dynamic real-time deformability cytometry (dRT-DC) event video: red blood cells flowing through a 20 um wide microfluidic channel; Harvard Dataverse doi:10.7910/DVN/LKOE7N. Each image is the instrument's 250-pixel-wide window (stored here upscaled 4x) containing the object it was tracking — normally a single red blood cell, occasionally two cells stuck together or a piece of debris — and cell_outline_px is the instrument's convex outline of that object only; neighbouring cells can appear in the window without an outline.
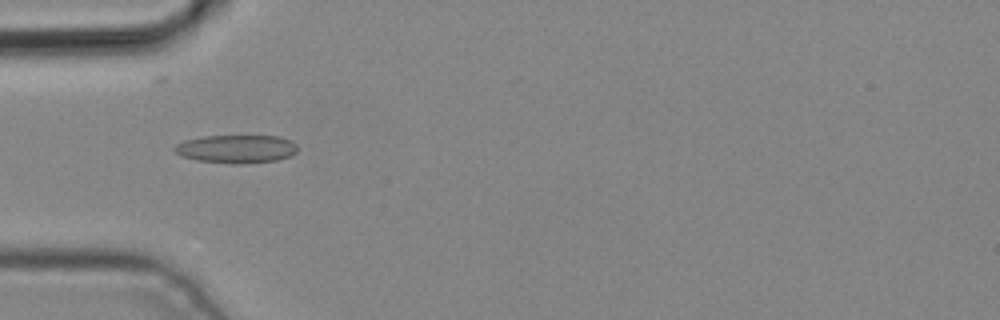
{"species": "common noctule bat (a hibernating species)", "species_latin": "Nyctalus noctula", "temperature_condition": "cold", "stored_images_in_passage": 2, "camera_frame_rate_fps": 3000, "um_per_image_px": 0.085, "animal": {"sex": "male", "body_mass_g": 19.2, "forearm_length_mm": 51.8}, "frame": {"image": 1, "passage_image": 1, "time_ms": 0.0, "image_size_px": [1000, 320], "cell_outline_px": [[296, 152], [288, 156], [276, 160], [240, 164], [236, 164], [196, 160], [180, 156], [172, 148], [176, 144], [184, 140], [204, 136], [280, 136], [292, 140], [296, 144]], "centroid_in_image_um": [20.07, 12.65], "position_along_channel_um": 64.9, "area_um2": 20.23}}
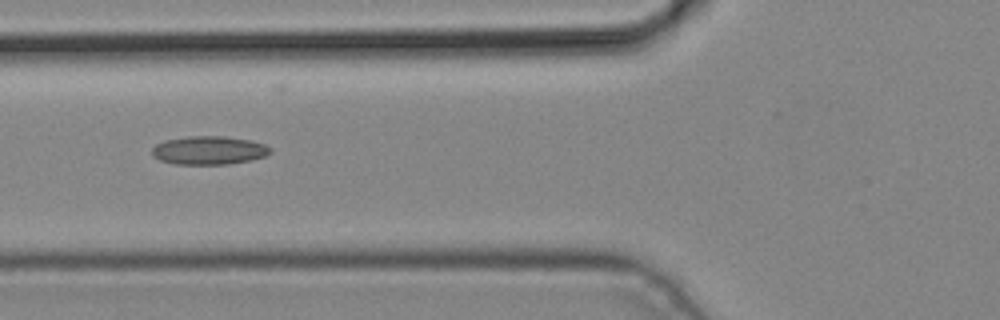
{"frame": {"image": 2, "passage_image": 2, "time_ms": 0.333, "image_size_px": [1000, 320], "cell_outline_px": [[272, 152], [264, 156], [248, 160], [228, 164], [176, 164], [160, 160], [152, 156], [152, 148], [156, 144], [164, 140], [188, 136], [224, 136], [252, 140], [264, 144], [272, 148]], "centroid_in_image_um": [17.75, 12.77], "position_along_channel_um": 108.0, "area_um2": 19.65}}